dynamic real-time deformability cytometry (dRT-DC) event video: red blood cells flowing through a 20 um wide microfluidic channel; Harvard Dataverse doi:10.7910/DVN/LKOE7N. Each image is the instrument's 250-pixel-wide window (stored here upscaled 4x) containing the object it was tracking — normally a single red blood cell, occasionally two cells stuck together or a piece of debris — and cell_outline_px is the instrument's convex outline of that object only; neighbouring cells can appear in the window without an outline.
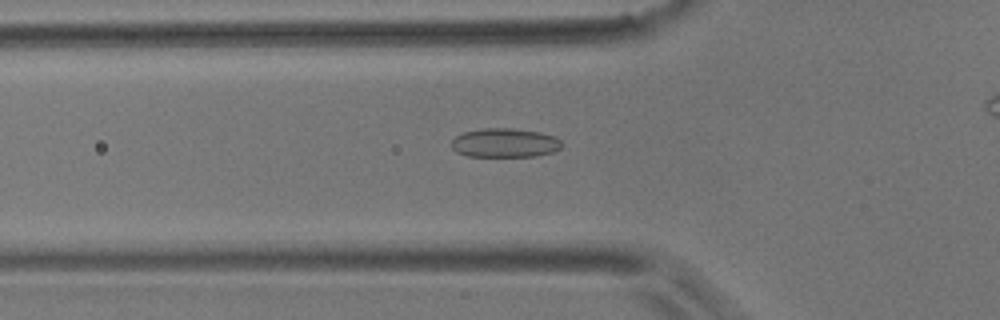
{"species": "common noctule bat (a hibernating species)", "species_latin": "Nyctalus noctula", "temperature_condition": "room temperature", "stored_images_in_passage": 35, "camera_frame_rate_fps": 3000, "um_per_image_px": 0.085, "animal": {"sex": "male", "body_mass_g": 17.9}, "frame": {"image": 1, "passage_image": 12, "time_ms": 3.667, "image_size_px": [1000, 320], "cell_outline_px": [[564, 144], [560, 148], [552, 152], [536, 156], [468, 156], [456, 152], [452, 148], [452, 140], [456, 136], [464, 132], [484, 128], [512, 128], [540, 132], [556, 136]], "centroid_in_image_um": [42.93, 12.14], "position_along_channel_um": 82.9, "area_um2": 18.73}}
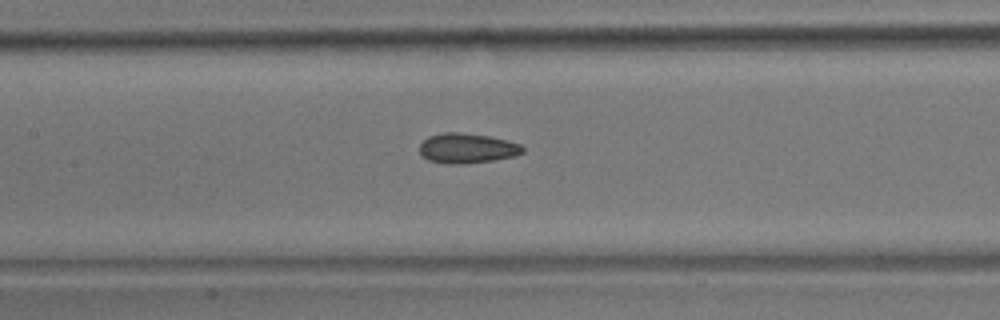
{"frame": {"image": 2, "passage_image": 19, "time_ms": 6.0, "image_size_px": [1000, 320], "cell_outline_px": [[524, 152], [516, 156], [492, 160], [460, 164], [444, 164], [428, 160], [420, 156], [420, 144], [428, 136], [444, 132], [460, 132], [488, 136], [520, 144], [524, 148]], "centroid_in_image_um": [39.66, 12.61], "position_along_channel_um": 167.7, "area_um2": 18.03}}
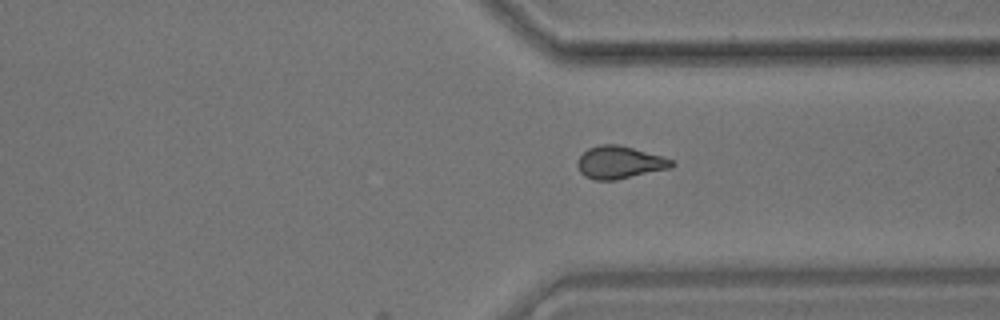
{"frame": {"image": 3, "passage_image": 35, "time_ms": 11.333, "image_size_px": [1000, 320], "cell_outline_px": [[676, 164], [672, 168], [616, 180], [596, 180], [584, 176], [580, 172], [576, 164], [576, 160], [588, 148], [600, 144], [616, 144], [632, 148], [660, 156], [672, 160]], "centroid_in_image_um": [52.64, 13.82], "position_along_channel_um": 358.8, "area_um2": 17.86}}